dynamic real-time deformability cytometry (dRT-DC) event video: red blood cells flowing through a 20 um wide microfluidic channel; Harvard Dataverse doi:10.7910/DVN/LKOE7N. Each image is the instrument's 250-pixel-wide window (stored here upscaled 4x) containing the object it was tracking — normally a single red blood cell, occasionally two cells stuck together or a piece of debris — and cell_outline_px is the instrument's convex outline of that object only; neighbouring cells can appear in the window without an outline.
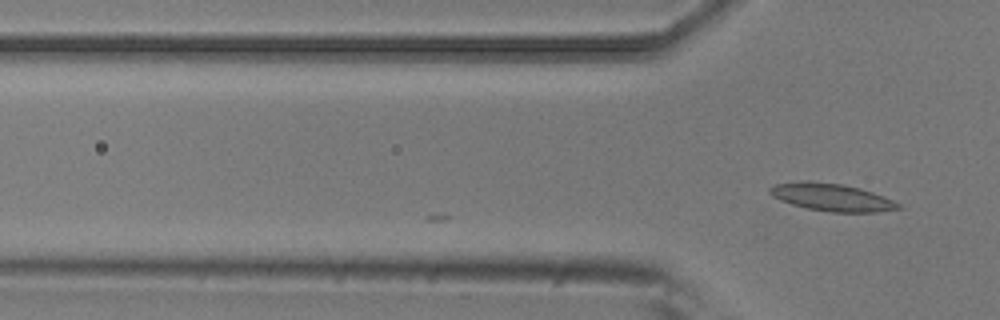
{"species": "common noctule bat (a hibernating species)", "species_latin": "Nyctalus noctula", "temperature_condition": "room temperature", "stored_images_in_passage": 5, "camera_frame_rate_fps": 3000, "um_per_image_px": 0.085, "animal": {"sex": "male", "body_mass_g": 20.5, "forearm_length_mm": 52.5}, "frame": {"image": 1, "passage_image": 5, "time_ms": 1.333, "image_size_px": [1000, 320], "cell_outline_px": [[904, 208], [880, 212], [828, 212], [808, 208], [792, 204], [780, 200], [772, 196], [768, 192], [768, 188], [772, 184], [808, 180], [844, 184], [860, 188], [884, 196], [900, 204]], "centroid_in_image_um": [70.69, 16.76], "position_along_channel_um": 55.1, "area_um2": 20.87}}